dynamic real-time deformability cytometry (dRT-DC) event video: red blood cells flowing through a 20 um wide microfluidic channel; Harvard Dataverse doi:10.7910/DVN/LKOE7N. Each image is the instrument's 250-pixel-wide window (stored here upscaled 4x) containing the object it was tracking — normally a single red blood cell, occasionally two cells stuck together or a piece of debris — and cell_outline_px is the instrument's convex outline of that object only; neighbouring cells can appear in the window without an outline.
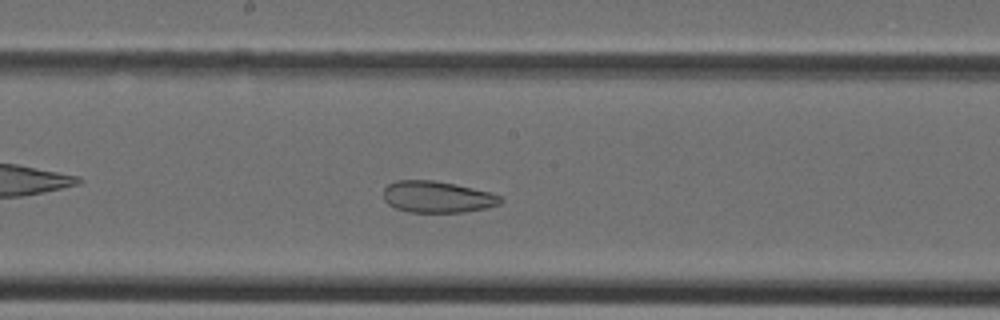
{"species": "Egyptian fruit bat (a non-hibernating species)", "species_latin": "Rousettus aegyptiacus", "temperature_condition": "cold", "stored_images_in_passage": 34, "camera_frame_rate_fps": 3000, "um_per_image_px": 0.085, "animal": {"sex": "female"}, "frame": {"image": 1, "passage_image": 15, "time_ms": 4.667, "image_size_px": [1000, 320], "cell_outline_px": [[504, 200], [500, 204], [488, 208], [464, 212], [408, 212], [396, 208], [388, 204], [384, 200], [384, 188], [388, 184], [396, 180], [432, 180], [456, 184], [492, 192], [500, 196]], "centroid_in_image_um": [37.2, 16.73], "position_along_channel_um": 211.0, "area_um2": 21.73}}